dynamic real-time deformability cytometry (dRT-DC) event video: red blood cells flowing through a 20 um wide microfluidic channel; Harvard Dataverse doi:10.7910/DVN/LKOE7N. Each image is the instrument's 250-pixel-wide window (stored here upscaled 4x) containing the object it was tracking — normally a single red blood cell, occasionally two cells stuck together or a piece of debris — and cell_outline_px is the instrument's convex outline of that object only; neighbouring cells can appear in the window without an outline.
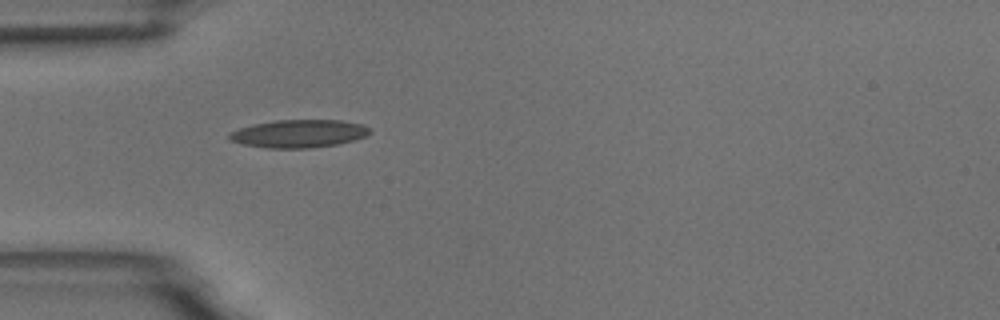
{"species": "common noctule bat (a hibernating species)", "species_latin": "Nyctalus noctula", "temperature_condition": "room temperature", "stored_images_in_passage": 2, "camera_frame_rate_fps": 3000, "um_per_image_px": 0.085, "animal": {"sex": "male", "body_mass_g": 18.8}, "frame": {"image": 1, "passage_image": 1, "time_ms": 0.0, "image_size_px": [1000, 320], "cell_outline_px": [[372, 132], [368, 136], [336, 144], [312, 148], [264, 148], [240, 144], [228, 140], [228, 136], [232, 132], [240, 128], [252, 124], [276, 120], [340, 120], [364, 124]], "centroid_in_image_um": [25.39, 11.36], "position_along_channel_um": 59.6, "area_um2": 23.0}}